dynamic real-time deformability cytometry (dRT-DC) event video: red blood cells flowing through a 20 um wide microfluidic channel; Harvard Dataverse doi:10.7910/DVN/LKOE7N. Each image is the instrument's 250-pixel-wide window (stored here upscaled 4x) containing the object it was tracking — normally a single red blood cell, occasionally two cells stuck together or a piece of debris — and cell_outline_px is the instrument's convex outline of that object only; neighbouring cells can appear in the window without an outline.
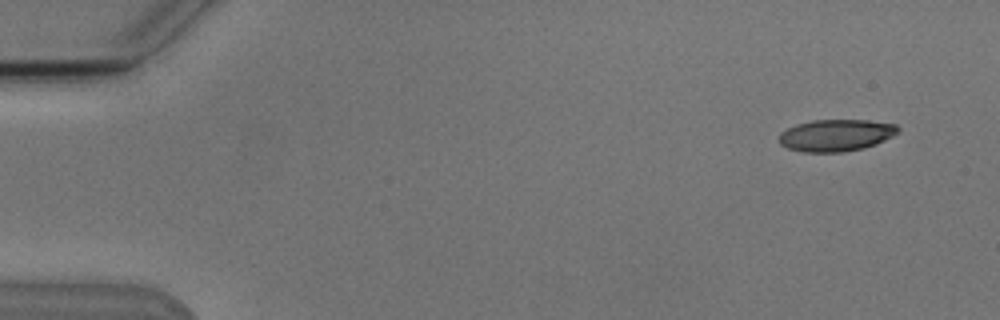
{"species": "Egyptian fruit bat (a non-hibernating species)", "species_latin": "Rousettus aegyptiacus", "temperature_condition": "cold", "stored_images_in_passage": 5, "camera_frame_rate_fps": 3000, "um_per_image_px": 0.085, "animal": {"sex": "male"}, "frame": {"image": 1, "passage_image": 1, "time_ms": 0.0, "image_size_px": [1000, 320], "cell_outline_px": [[900, 132], [876, 144], [864, 148], [844, 152], [804, 152], [788, 148], [780, 144], [780, 132], [796, 124], [812, 120], [868, 120], [896, 124], [900, 128]], "centroid_in_image_um": [71.09, 11.49], "position_along_channel_um": 13.9, "area_um2": 22.2}}
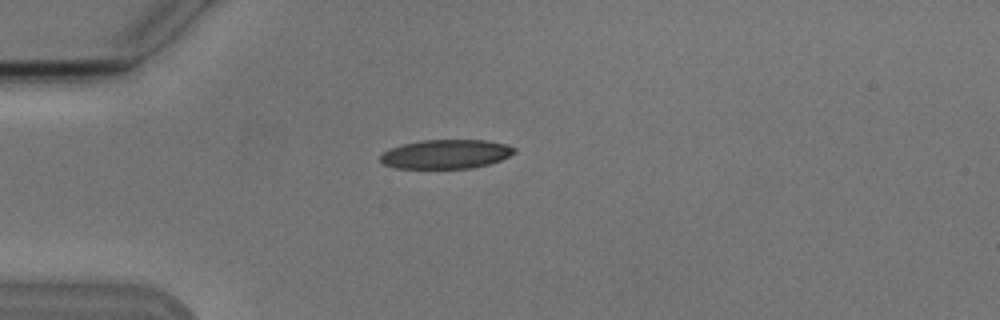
{"frame": {"image": 2, "passage_image": 4, "time_ms": 3.667, "image_size_px": [1000, 320], "cell_outline_px": [[516, 152], [500, 160], [488, 164], [472, 168], [396, 168], [384, 164], [380, 160], [380, 156], [388, 148], [400, 144], [420, 140], [484, 140], [504, 144], [516, 148]], "centroid_in_image_um": [37.87, 13.09], "position_along_channel_um": 47.1, "area_um2": 22.72}}